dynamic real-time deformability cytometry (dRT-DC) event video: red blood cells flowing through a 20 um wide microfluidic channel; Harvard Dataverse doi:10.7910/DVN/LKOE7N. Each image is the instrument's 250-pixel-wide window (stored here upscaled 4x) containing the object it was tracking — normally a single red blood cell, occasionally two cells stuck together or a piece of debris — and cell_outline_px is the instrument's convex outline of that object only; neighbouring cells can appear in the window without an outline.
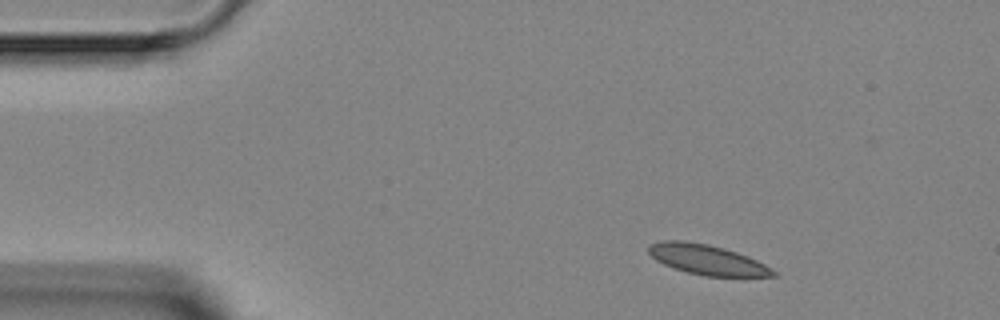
{"species": "Egyptian fruit bat (a non-hibernating species)", "species_latin": "Rousettus aegyptiacus", "temperature_condition": "room temperature", "stored_images_in_passage": 2, "camera_frame_rate_fps": 3000, "um_per_image_px": 0.085, "animal": {"sex": "female"}, "frame": {"image": 1, "passage_image": 1, "time_ms": 0.0, "image_size_px": [1000, 320], "cell_outline_px": [[776, 276], [704, 276], [688, 272], [664, 264], [656, 260], [648, 252], [648, 244], [664, 240], [684, 240], [708, 244], [724, 248], [748, 256], [772, 268], [776, 272]], "centroid_in_image_um": [60.09, 22.06], "position_along_channel_um": 24.9, "area_um2": 21.68}}